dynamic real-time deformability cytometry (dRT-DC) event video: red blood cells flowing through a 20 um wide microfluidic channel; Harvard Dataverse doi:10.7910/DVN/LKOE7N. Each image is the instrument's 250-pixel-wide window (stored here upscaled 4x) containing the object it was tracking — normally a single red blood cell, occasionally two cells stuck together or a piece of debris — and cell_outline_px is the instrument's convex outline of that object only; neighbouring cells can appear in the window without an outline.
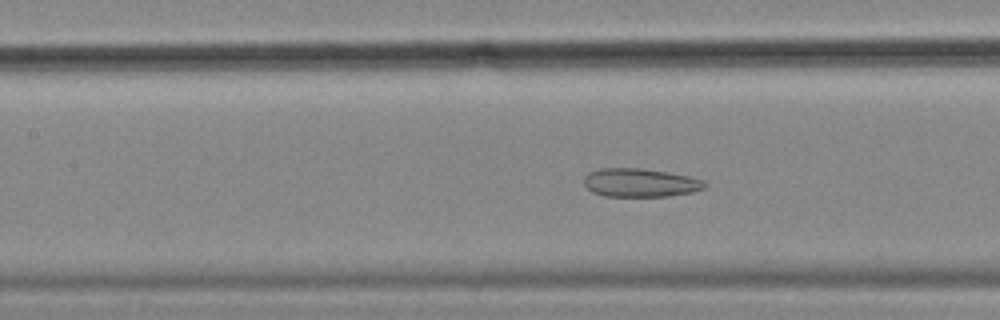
{"species": "common noctule bat (a hibernating species)", "species_latin": "Nyctalus noctula", "temperature_condition": "cold", "stored_images_in_passage": 57, "camera_frame_rate_fps": 3000, "um_per_image_px": 0.085, "animal": {"sex": "female", "body_mass_g": 18.4}, "frame": {"image": 1, "passage_image": 25, "time_ms": 8.0, "image_size_px": [1000, 320], "cell_outline_px": [[708, 184], [704, 188], [692, 192], [668, 196], [604, 196], [592, 192], [584, 184], [584, 176], [588, 172], [600, 168], [644, 168], [668, 172], [688, 176], [704, 180]], "centroid_in_image_um": [54.41, 15.52], "position_along_channel_um": 153.0, "area_um2": 20.17}}
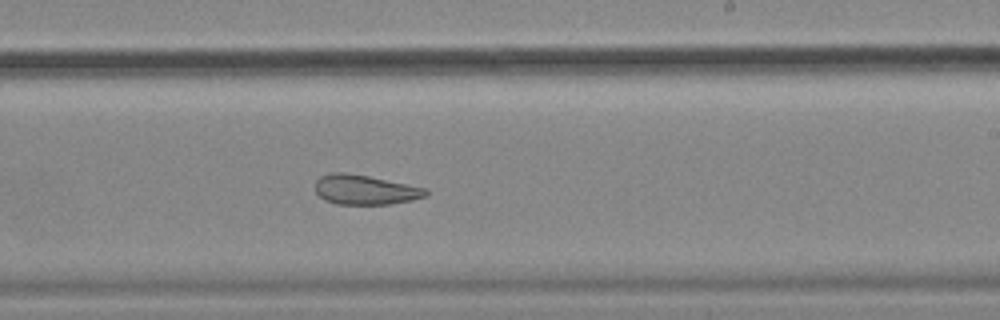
{"frame": {"image": 2, "passage_image": 34, "time_ms": 11.0, "image_size_px": [1000, 320], "cell_outline_px": [[428, 196], [412, 200], [392, 204], [336, 204], [324, 200], [316, 192], [316, 180], [320, 176], [332, 172], [344, 172], [368, 176], [428, 188]], "centroid_in_image_um": [31.05, 16.13], "position_along_channel_um": 257.9, "area_um2": 19.25}}
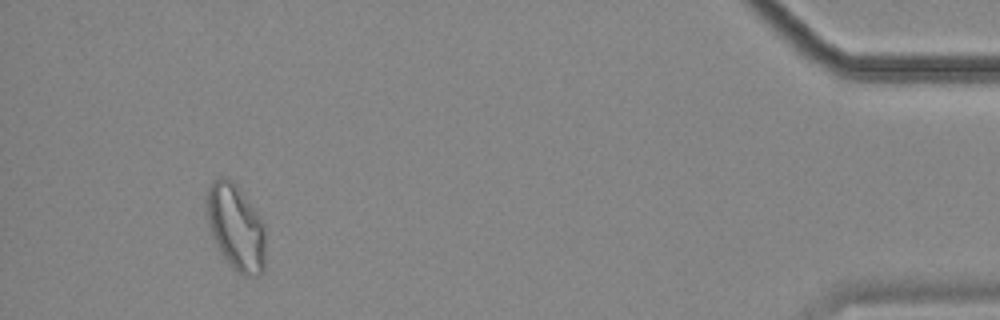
{"frame": {"image": 3, "passage_image": 53, "time_ms": 17.333, "image_size_px": [1000, 320], "cell_outline_px": [[264, 272], [260, 276], [244, 276], [232, 268], [220, 252], [212, 236], [208, 224], [204, 200], [208, 188], [212, 180], [220, 176], [224, 176], [232, 180], [240, 188], [264, 224]], "centroid_in_image_um": [20.01, 19.29], "position_along_channel_um": 415.2, "area_um2": 29.88}, "authors_computed_cell_mechanics": {"area_um2": 26.3568, "velocity_mm_per_s": 3.5233, "shape_relaxation_time_tau1_ms": null, "shape_relaxation_time_tau2_ms": 2.3076, "deformation_change_tau1": null, "deformation_change_tau2": 0.0855}}